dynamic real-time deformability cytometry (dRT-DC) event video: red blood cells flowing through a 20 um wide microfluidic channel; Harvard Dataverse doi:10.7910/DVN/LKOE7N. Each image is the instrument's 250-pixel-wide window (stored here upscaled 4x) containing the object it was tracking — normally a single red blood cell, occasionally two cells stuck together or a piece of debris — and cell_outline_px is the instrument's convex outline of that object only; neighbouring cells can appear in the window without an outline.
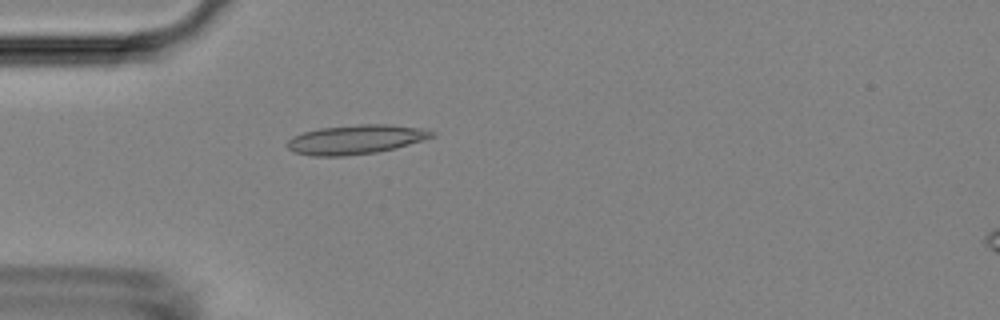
{"species": "Egyptian fruit bat (a non-hibernating species)", "species_latin": "Rousettus aegyptiacus", "temperature_condition": "room temperature", "stored_images_in_passage": 22, "camera_frame_rate_fps": 3000, "um_per_image_px": 0.085, "animal": {"sex": "female"}, "frame": {"image": 1, "passage_image": 5, "time_ms": 1.333, "image_size_px": [1000, 320], "cell_outline_px": [[436, 136], [424, 140], [396, 148], [376, 152], [344, 156], [312, 156], [292, 152], [284, 144], [292, 136], [304, 132], [320, 128], [360, 124], [388, 124], [424, 128], [436, 132]], "centroid_in_image_um": [30.25, 11.85], "position_along_channel_um": 54.8, "area_um2": 24.97}}
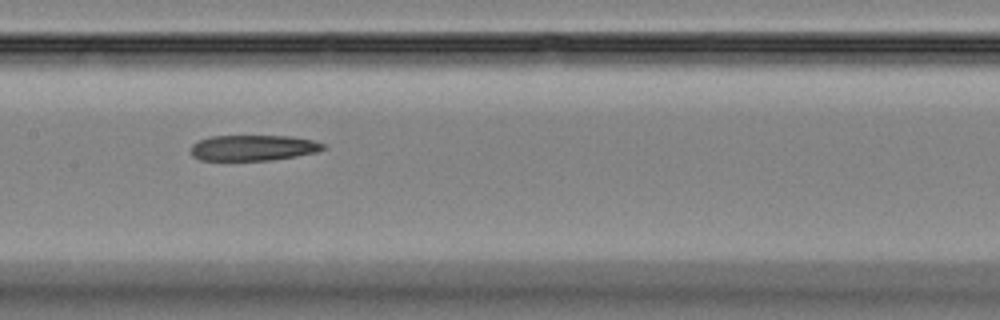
{"frame": {"image": 2, "passage_image": 16, "time_ms": 5.0, "image_size_px": [1000, 320], "cell_outline_px": [[328, 148], [316, 152], [296, 156], [272, 160], [200, 160], [192, 156], [192, 144], [208, 136], [292, 136], [316, 140], [324, 144]], "centroid_in_image_um": [21.57, 12.56], "position_along_channel_um": 185.8, "area_um2": 19.94}}
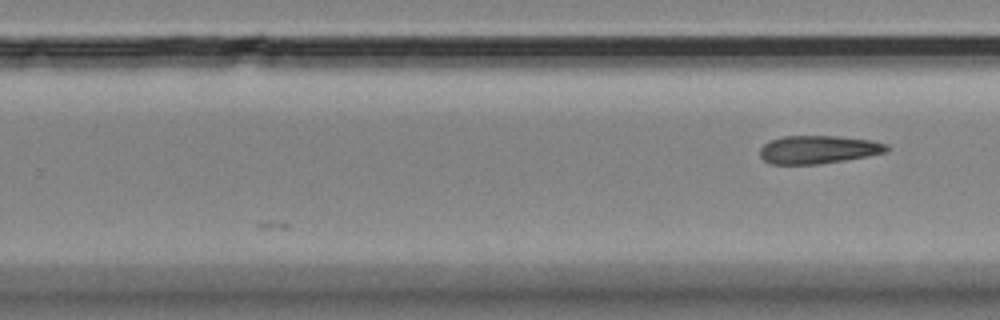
{"frame": {"image": 3, "passage_image": 22, "time_ms": 7.0, "image_size_px": [1000, 320], "cell_outline_px": [[888, 152], [868, 156], [844, 160], [816, 164], [772, 164], [764, 160], [760, 156], [760, 148], [768, 140], [780, 136], [836, 136], [872, 140], [888, 144]], "centroid_in_image_um": [69.54, 12.7], "position_along_channel_um": 260.3, "area_um2": 20.87}}